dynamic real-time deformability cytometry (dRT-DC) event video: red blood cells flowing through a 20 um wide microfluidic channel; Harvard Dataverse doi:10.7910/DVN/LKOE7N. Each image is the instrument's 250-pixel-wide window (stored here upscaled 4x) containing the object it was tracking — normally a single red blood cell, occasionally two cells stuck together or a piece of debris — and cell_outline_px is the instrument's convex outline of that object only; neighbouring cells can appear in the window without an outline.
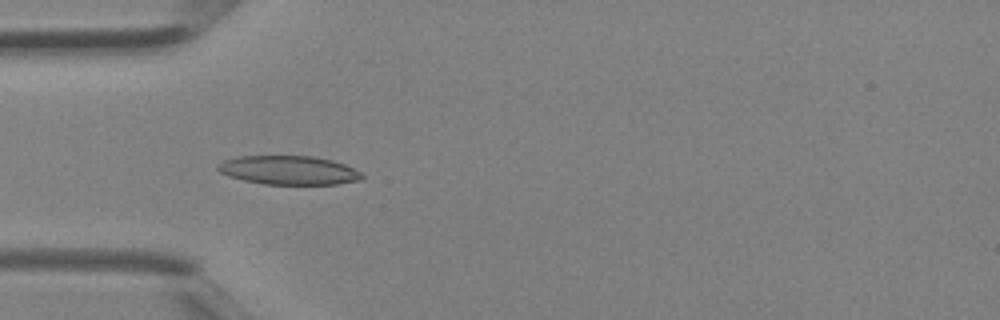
{"species": "Egyptian fruit bat (a non-hibernating species)", "species_latin": "Rousettus aegyptiacus", "temperature_condition": "room temperature", "stored_images_in_passage": 40, "camera_frame_rate_fps": 3000, "um_per_image_px": 0.085, "animal": {"sex": "female"}, "frame": {"image": 1, "passage_image": 12, "time_ms": 3.667, "image_size_px": [1000, 320], "cell_outline_px": [[364, 176], [360, 180], [336, 184], [264, 184], [244, 180], [228, 176], [220, 172], [216, 168], [216, 164], [224, 160], [236, 156], [312, 156], [332, 160], [344, 164], [360, 172]], "centroid_in_image_um": [24.5, 14.46], "position_along_channel_um": 60.5, "area_um2": 24.22}}
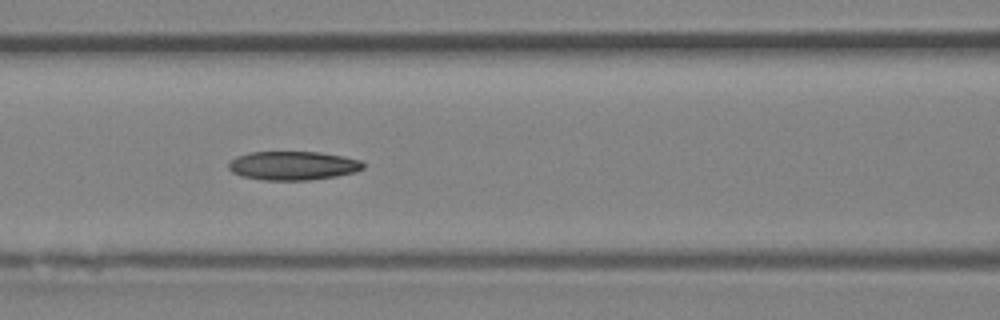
{"frame": {"image": 2, "passage_image": 17, "time_ms": 5.333, "image_size_px": [1000, 320], "cell_outline_px": [[364, 168], [356, 172], [336, 176], [308, 180], [264, 180], [240, 176], [232, 172], [228, 168], [228, 164], [236, 156], [248, 152], [320, 152], [344, 156], [360, 160], [364, 164]], "centroid_in_image_um": [24.9, 14.08], "position_along_channel_um": 141.7, "area_um2": 22.72}}
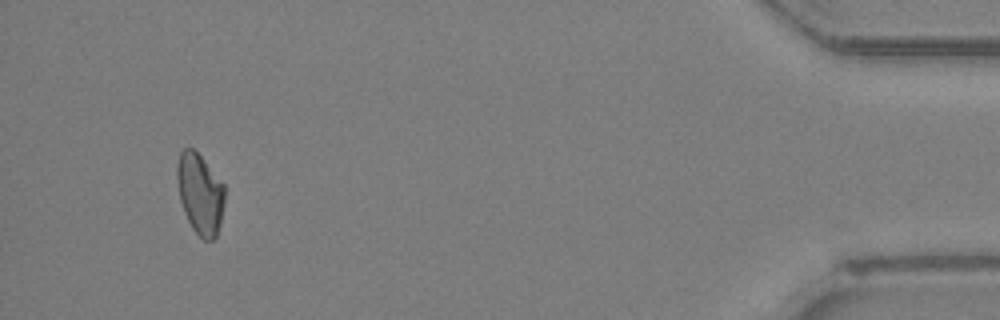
{"frame": {"image": 3, "passage_image": 38, "time_ms": 12.333, "image_size_px": [1000, 320], "cell_outline_px": [[224, 204], [220, 224], [216, 236], [212, 240], [204, 240], [192, 228], [184, 212], [180, 200], [176, 180], [176, 168], [180, 152], [184, 148], [192, 148], [200, 156], [224, 184]], "centroid_in_image_um": [16.99, 16.47], "position_along_channel_um": 418.2, "area_um2": 22.25}}